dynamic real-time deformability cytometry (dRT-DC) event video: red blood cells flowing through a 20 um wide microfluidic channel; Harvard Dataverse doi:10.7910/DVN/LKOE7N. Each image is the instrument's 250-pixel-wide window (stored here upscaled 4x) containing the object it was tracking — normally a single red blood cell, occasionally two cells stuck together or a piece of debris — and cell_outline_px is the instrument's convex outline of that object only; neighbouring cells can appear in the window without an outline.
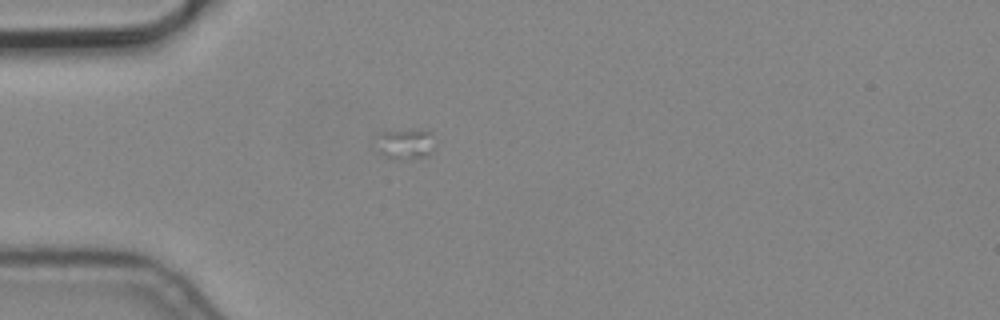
{"species": "common noctule bat (a hibernating species)", "species_latin": "Nyctalus noctula", "temperature_condition": "cold", "stored_images_in_passage": 1, "camera_frame_rate_fps": 3000, "um_per_image_px": 0.085, "animal": {"sex": "male", "body_mass_g": 19.2, "forearm_length_mm": 51.8}, "frame": {"image": 1, "passage_image": 1, "time_ms": 0.0, "image_size_px": [1000, 320], "cell_outline_px": [[432, 152], [428, 156], [408, 160], [400, 160], [388, 156], [380, 152], [380, 132], [412, 128], [424, 128], [432, 132]], "centroid_in_image_um": [34.56, 12.2], "position_along_channel_um": 50.4, "area_um2": 10.46}}